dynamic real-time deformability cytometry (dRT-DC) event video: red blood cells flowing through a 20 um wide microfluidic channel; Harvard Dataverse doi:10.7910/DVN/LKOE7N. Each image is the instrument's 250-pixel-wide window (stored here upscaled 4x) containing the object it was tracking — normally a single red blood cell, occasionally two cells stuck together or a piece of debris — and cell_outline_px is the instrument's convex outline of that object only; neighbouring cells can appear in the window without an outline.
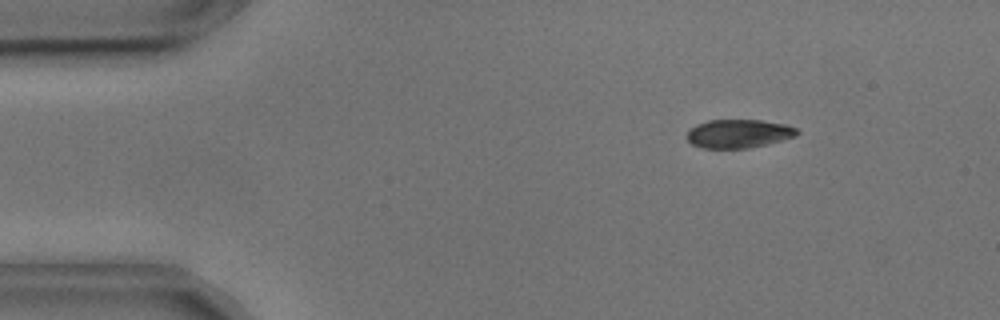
{"species": "common noctule bat (a hibernating species)", "species_latin": "Nyctalus noctula", "temperature_condition": "cold", "stored_images_in_passage": 54, "camera_frame_rate_fps": 3000, "um_per_image_px": 0.085, "animal": {"sex": "male", "body_mass_g": 17.9, "forearm_length_mm": 54.2}, "frame": {"image": 1, "passage_image": 7, "time_ms": 2.0, "image_size_px": [1000, 320], "cell_outline_px": [[800, 132], [796, 136], [768, 144], [748, 148], [704, 148], [692, 144], [684, 136], [696, 124], [708, 120], [760, 120], [788, 124], [796, 128]], "centroid_in_image_um": [62.8, 11.35], "position_along_channel_um": 22.2, "area_um2": 18.44}}
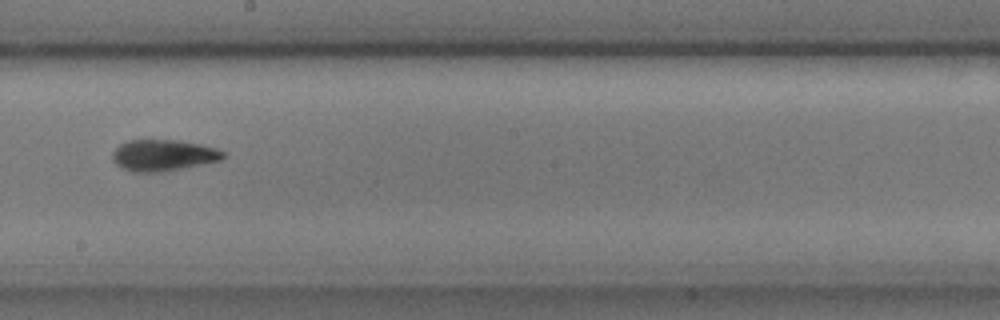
{"frame": {"image": 2, "passage_image": 30, "time_ms": 9.667, "image_size_px": [1000, 320], "cell_outline_px": [[224, 156], [220, 160], [160, 172], [132, 172], [120, 168], [112, 160], [112, 152], [120, 144], [128, 140], [180, 140], [200, 144], [216, 148], [224, 152]], "centroid_in_image_um": [13.82, 13.19], "position_along_channel_um": 234.4, "area_um2": 20.11}}
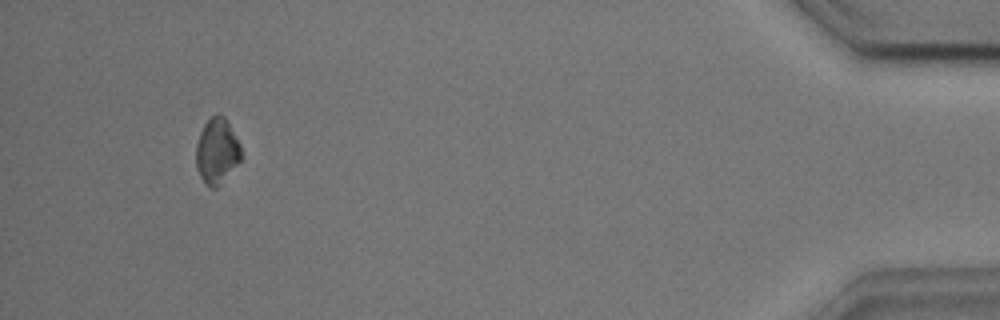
{"frame": {"image": 3, "passage_image": 51, "time_ms": 16.667, "image_size_px": [1000, 320], "cell_outline_px": [[240, 160], [216, 188], [212, 188], [200, 176], [196, 168], [196, 144], [200, 132], [204, 124], [216, 112], [224, 116], [240, 144]], "centroid_in_image_um": [18.41, 12.8], "position_along_channel_um": 416.8, "area_um2": 16.82}, "authors_computed_cell_mechanics": {"area_um2": 19.1318, "velocity_mm_per_s": 3.6368, "shape_relaxation_time_tau1_ms": 2.9503, "shape_relaxation_time_tau2_ms": 2.0601, "deformation_change_tau1": 0.1319, "deformation_change_tau2": 0.0657}}